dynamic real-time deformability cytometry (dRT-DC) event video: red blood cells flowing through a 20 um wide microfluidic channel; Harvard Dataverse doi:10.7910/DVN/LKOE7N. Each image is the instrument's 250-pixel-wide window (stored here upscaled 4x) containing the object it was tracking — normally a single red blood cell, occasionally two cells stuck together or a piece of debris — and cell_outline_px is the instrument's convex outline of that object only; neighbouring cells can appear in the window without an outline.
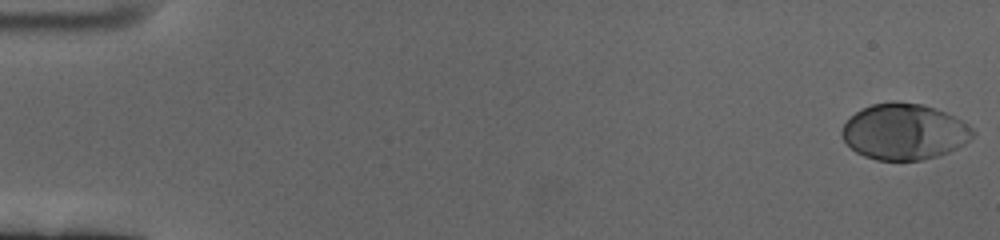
{"species": "human", "species_latin": "Homo sapiens", "temperature_condition": "cold", "stored_images_in_passage": 57, "camera_frame_rate_fps": 3000, "um_per_image_px": 0.085, "donor": {"sex": "female"}, "frame": {"image": 1, "passage_image": 1, "time_ms": 0.0, "image_size_px": [1000, 240], "cell_outline_px": [[976, 132], [964, 144], [948, 152], [936, 156], [920, 160], [876, 160], [864, 156], [856, 152], [844, 140], [840, 132], [844, 124], [856, 112], [872, 104], [920, 104], [944, 112], [968, 124]], "centroid_in_image_um": [76.85, 11.23], "position_along_channel_um": 8.1, "area_um2": 41.67}}
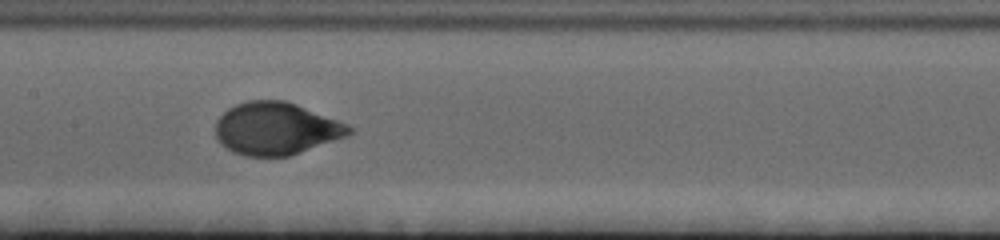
{"frame": {"image": 2, "passage_image": 31, "time_ms": 10.0, "image_size_px": [1000, 240], "cell_outline_px": [[356, 128], [348, 136], [288, 156], [244, 156], [232, 152], [220, 144], [216, 136], [216, 120], [228, 108], [236, 104], [248, 100], [284, 100], [296, 104], [348, 124]], "centroid_in_image_um": [23.46, 10.93], "position_along_channel_um": 183.9, "area_um2": 40.92}}
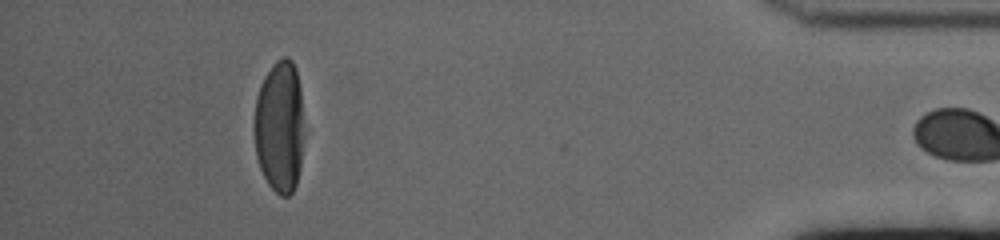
{"frame": {"image": 3, "passage_image": 56, "time_ms": 18.333, "image_size_px": [1000, 240], "cell_outline_px": [[304, 132], [300, 168], [296, 184], [292, 192], [288, 196], [280, 196], [268, 184], [260, 168], [256, 156], [256, 96], [260, 84], [264, 76], [272, 64], [276, 60], [284, 56], [288, 56], [292, 60], [296, 68], [300, 88]], "centroid_in_image_um": [23.79, 10.74], "position_along_channel_um": 411.4, "area_um2": 38.44}}